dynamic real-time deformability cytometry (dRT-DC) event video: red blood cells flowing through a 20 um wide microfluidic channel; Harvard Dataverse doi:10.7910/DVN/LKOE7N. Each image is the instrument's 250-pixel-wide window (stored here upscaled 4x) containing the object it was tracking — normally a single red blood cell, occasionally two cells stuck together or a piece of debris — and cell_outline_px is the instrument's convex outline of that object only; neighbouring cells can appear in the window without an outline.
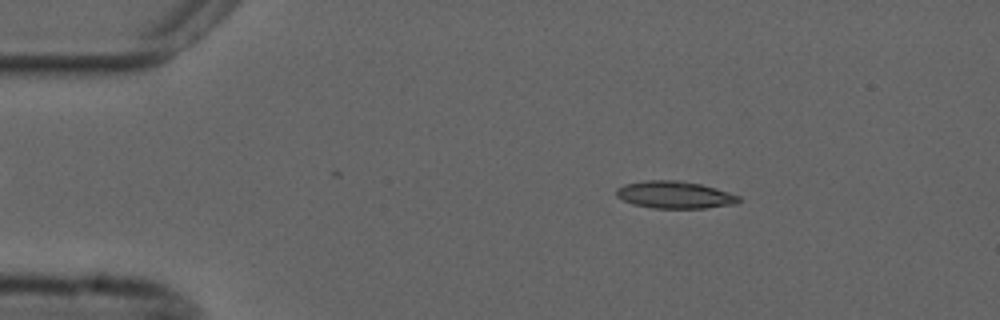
{"species": "common noctule bat (a hibernating species)", "species_latin": "Nyctalus noctula", "temperature_condition": "cold", "stored_images_in_passage": 45, "camera_frame_rate_fps": 3000, "um_per_image_px": 0.085, "animal": {"sex": "male", "forearm_length_mm": 52.5}, "frame": {"image": 1, "passage_image": 6, "time_ms": 1.667, "image_size_px": [1000, 320], "cell_outline_px": [[740, 200], [736, 204], [704, 208], [652, 208], [632, 204], [616, 196], [616, 188], [624, 184], [644, 180], [680, 180], [700, 184], [716, 188], [740, 196]], "centroid_in_image_um": [57.33, 16.55], "position_along_channel_um": 27.7, "area_um2": 19.54}}
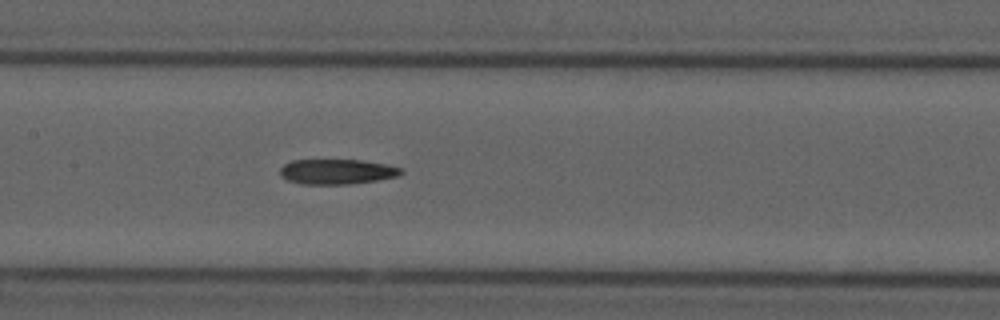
{"frame": {"image": 2, "passage_image": 23, "time_ms": 7.333, "image_size_px": [1000, 320], "cell_outline_px": [[404, 172], [400, 176], [380, 180], [348, 184], [300, 184], [288, 180], [280, 176], [280, 168], [284, 164], [292, 160], [360, 160], [388, 164], [404, 168]], "centroid_in_image_um": [28.69, 14.59], "position_along_channel_um": 178.7, "area_um2": 17.98}}
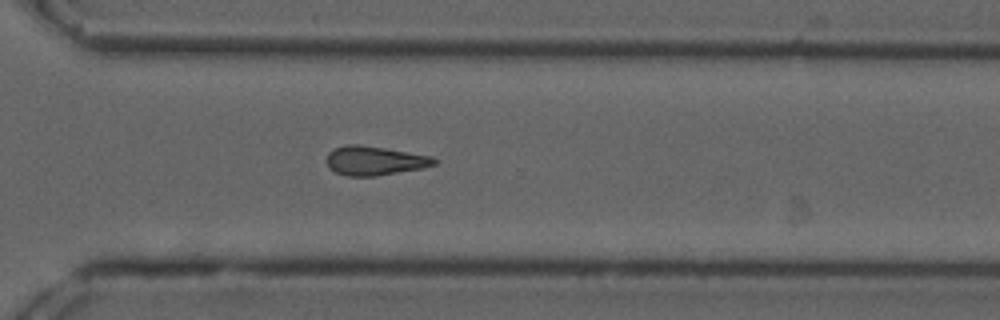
{"frame": {"image": 3, "passage_image": 36, "time_ms": 11.667, "image_size_px": [1000, 320], "cell_outline_px": [[440, 160], [436, 164], [424, 168], [376, 176], [348, 176], [336, 172], [328, 168], [328, 152], [336, 148], [348, 144], [360, 144], [432, 156]], "centroid_in_image_um": [31.89, 13.66], "position_along_channel_um": 338.7, "area_um2": 18.26}}